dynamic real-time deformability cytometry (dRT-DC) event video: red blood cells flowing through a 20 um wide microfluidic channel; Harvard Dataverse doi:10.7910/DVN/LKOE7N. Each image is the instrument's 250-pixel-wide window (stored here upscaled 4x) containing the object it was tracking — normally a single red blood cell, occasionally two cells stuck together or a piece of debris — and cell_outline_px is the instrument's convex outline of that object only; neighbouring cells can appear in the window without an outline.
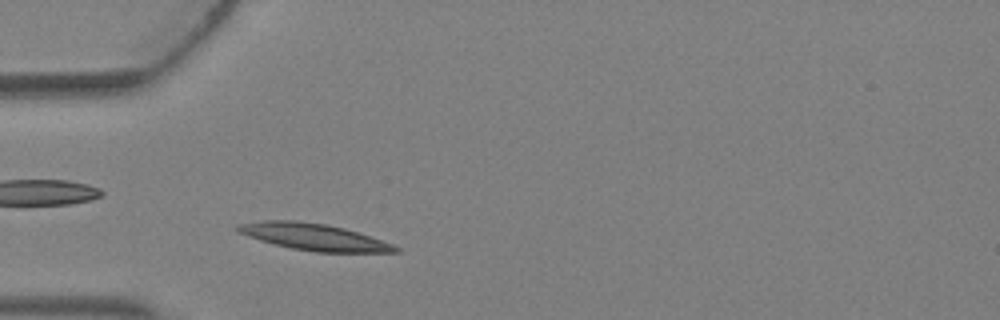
{"species": "Egyptian fruit bat (a non-hibernating species)", "species_latin": "Rousettus aegyptiacus", "temperature_condition": "warm", "stored_images_in_passage": 1, "camera_frame_rate_fps": 3000, "um_per_image_px": 0.085, "animal": {"sex": "female"}, "frame": {"image": 1, "passage_image": 1, "time_ms": 0.0, "image_size_px": [1000, 320], "cell_outline_px": [[400, 252], [316, 252], [292, 248], [260, 240], [236, 232], [236, 228], [240, 224], [260, 220], [296, 220], [328, 224], [344, 228], [392, 244], [400, 248]], "centroid_in_image_um": [26.65, 20.13], "position_along_channel_um": 58.4, "area_um2": 24.28}}